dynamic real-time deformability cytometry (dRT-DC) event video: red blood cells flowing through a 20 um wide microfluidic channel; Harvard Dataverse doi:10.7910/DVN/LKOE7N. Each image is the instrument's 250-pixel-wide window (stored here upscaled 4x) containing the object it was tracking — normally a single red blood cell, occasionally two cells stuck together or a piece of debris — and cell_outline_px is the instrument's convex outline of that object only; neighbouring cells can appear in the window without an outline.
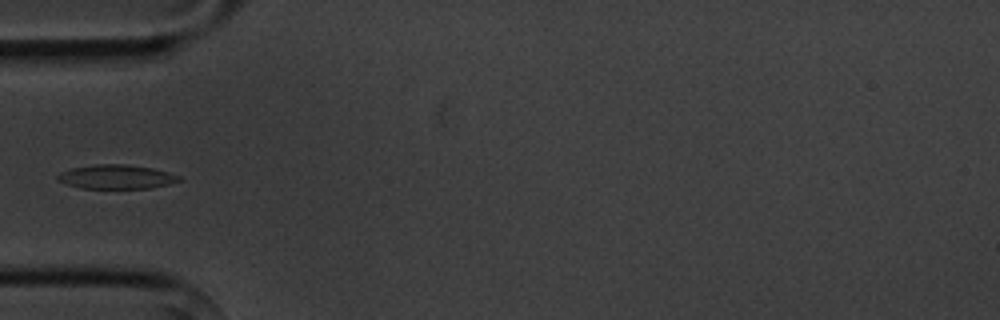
{"species": "common noctule bat (a hibernating species)", "species_latin": "Nyctalus noctula", "temperature_condition": "cold", "stored_images_in_passage": 9, "camera_frame_rate_fps": 3000, "um_per_image_px": 0.085, "animal": {"sex": "male", "body_mass_g": 20.1, "forearm_length_mm": 53.5}, "frame": {"image": 1, "passage_image": 4, "time_ms": 3.667, "image_size_px": [1000, 320], "cell_outline_px": [[184, 180], [152, 188], [80, 188], [56, 180], [56, 176], [60, 172], [72, 168], [92, 164], [128, 164], [152, 168], [168, 172], [180, 176]], "centroid_in_image_um": [9.9, 15.02], "position_along_channel_um": 75.1, "area_um2": 17.17}}
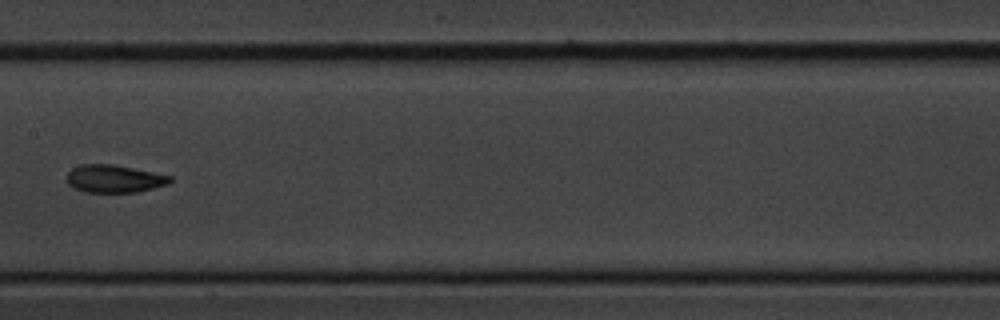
{"frame": {"image": 2, "passage_image": 7, "time_ms": 7.0, "image_size_px": [1000, 320], "cell_outline_px": [[172, 180], [168, 184], [136, 192], [84, 192], [68, 184], [68, 172], [72, 168], [80, 164], [116, 164], [172, 176]], "centroid_in_image_um": [9.72, 15.18], "position_along_channel_um": 197.7, "area_um2": 16.65}}
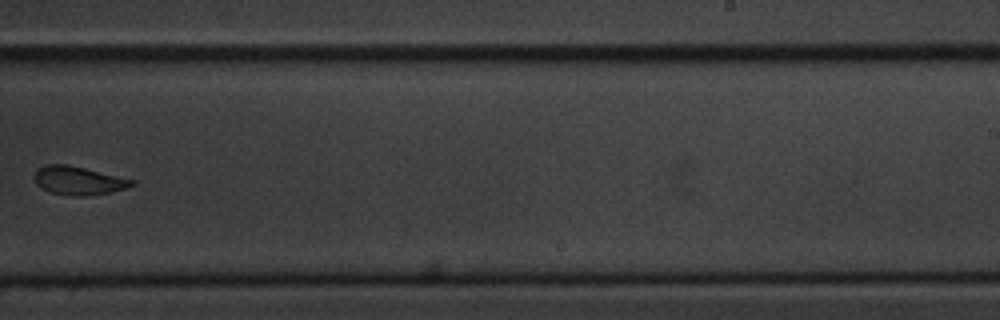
{"frame": {"image": 3, "passage_image": 9, "time_ms": 9.333, "image_size_px": [1000, 320], "cell_outline_px": [[136, 184], [112, 192], [88, 196], [76, 196], [48, 192], [40, 188], [36, 184], [32, 176], [44, 164], [68, 164], [136, 180]], "centroid_in_image_um": [6.65, 15.35], "position_along_channel_um": 282.3, "area_um2": 16.36}}